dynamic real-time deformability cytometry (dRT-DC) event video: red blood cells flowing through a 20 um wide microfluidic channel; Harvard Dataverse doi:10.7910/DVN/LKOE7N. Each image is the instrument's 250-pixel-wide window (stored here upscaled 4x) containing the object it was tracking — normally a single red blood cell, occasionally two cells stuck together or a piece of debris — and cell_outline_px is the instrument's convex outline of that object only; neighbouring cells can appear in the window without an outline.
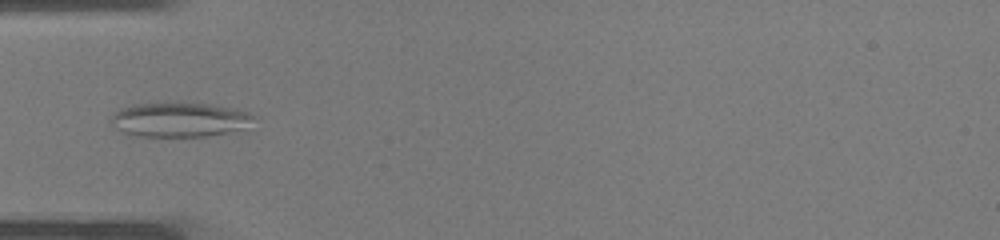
{"species": "common noctule bat (a hibernating species)", "species_latin": "Nyctalus noctula", "temperature_condition": "warm", "stored_images_in_passage": 36, "camera_frame_rate_fps": 3000, "um_per_image_px": 0.085, "animal": {"sex": "male", "body_mass_g": 19.0, "forearm_length_mm": 50.8}, "frame": {"image": 1, "passage_image": 11, "time_ms": 3.333, "image_size_px": [1000, 240], "cell_outline_px": [[256, 116], [244, 128], [208, 136], [128, 136], [116, 128], [112, 120], [112, 116], [120, 108], [136, 104], [208, 104], [236, 108], [248, 112]], "centroid_in_image_um": [15.26, 10.19], "position_along_channel_um": 69.7, "area_um2": 28.15}}
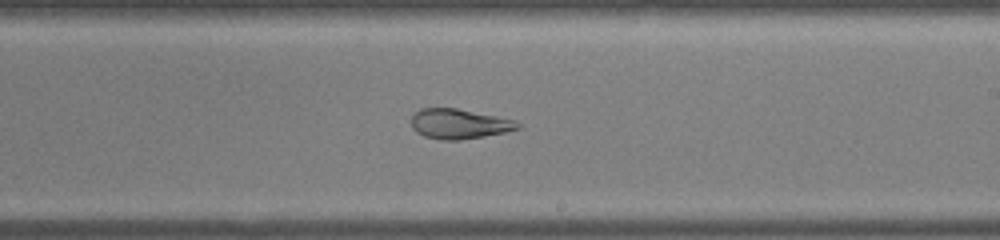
{"frame": {"image": 2, "passage_image": 21, "time_ms": 6.667, "image_size_px": [1000, 240], "cell_outline_px": [[520, 128], [504, 132], [484, 136], [460, 140], [440, 140], [424, 136], [416, 132], [412, 128], [412, 116], [420, 108], [456, 108], [516, 120], [520, 124]], "centroid_in_image_um": [39.01, 10.53], "position_along_channel_um": 250.0, "area_um2": 18.5}}